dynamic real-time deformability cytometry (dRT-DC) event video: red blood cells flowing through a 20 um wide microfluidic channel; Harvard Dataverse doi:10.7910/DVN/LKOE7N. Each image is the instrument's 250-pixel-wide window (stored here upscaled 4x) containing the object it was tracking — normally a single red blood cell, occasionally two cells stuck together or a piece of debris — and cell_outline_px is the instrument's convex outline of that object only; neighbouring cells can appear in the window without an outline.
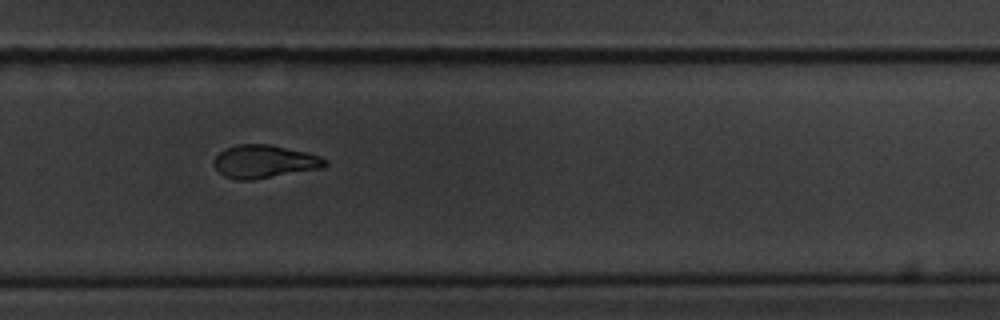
{"species": "common noctule bat (a hibernating species)", "species_latin": "Nyctalus noctula", "temperature_condition": "cold", "stored_images_in_passage": 15, "camera_frame_rate_fps": 3000, "um_per_image_px": 0.085, "animal": {"sex": "male", "body_mass_g": 20.1, "forearm_length_mm": 53.5}, "frame": {"image": 1, "passage_image": 11, "time_ms": 12.333, "image_size_px": [1000, 320], "cell_outline_px": [[328, 164], [324, 168], [252, 180], [236, 180], [224, 176], [212, 164], [212, 160], [224, 148], [236, 144], [268, 144], [304, 152], [320, 156], [328, 160]], "centroid_in_image_um": [22.46, 13.74], "position_along_channel_um": 307.3, "area_um2": 21.56}}
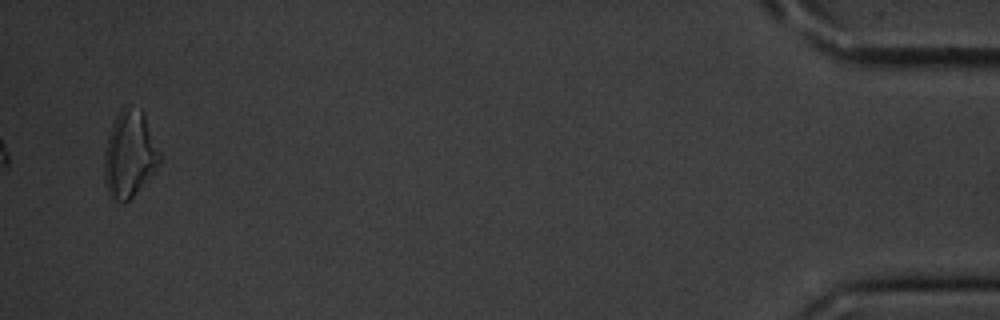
{"frame": {"image": 2, "passage_image": 15, "time_ms": 18.0, "image_size_px": [1000, 320], "cell_outline_px": [[160, 160], [156, 168], [132, 196], [124, 204], [108, 196], [104, 184], [104, 148], [112, 124], [120, 108], [124, 104], [140, 108], [144, 112], [160, 152]], "centroid_in_image_um": [10.97, 13.07], "position_along_channel_um": 424.2, "area_um2": 28.15}, "authors_computed_cell_mechanics": {"area_um2": 19.4208, "velocity_mm_per_s": 3.5191, "shape_relaxation_time_tau1_ms": null, "shape_relaxation_time_tau2_ms": 5.3767, "deformation_change_tau1": null, "deformation_change_tau2": 0.1051}}